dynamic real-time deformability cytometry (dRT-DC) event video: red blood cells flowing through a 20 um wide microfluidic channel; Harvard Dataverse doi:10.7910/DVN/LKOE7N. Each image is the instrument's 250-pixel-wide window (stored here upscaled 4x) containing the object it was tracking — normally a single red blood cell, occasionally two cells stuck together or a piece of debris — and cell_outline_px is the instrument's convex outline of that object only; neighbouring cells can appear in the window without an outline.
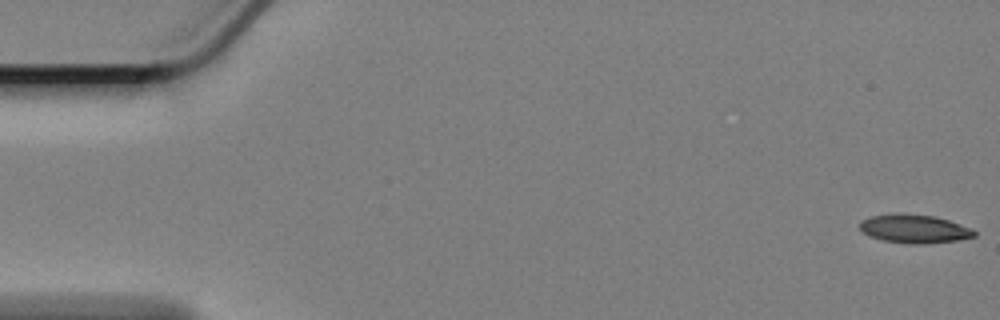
{"species": "Egyptian fruit bat (a non-hibernating species)", "species_latin": "Rousettus aegyptiacus", "temperature_condition": "cold", "stored_images_in_passage": 59, "camera_frame_rate_fps": 3000, "um_per_image_px": 0.085, "animal": {"sex": "female"}, "frame": {"image": 1, "passage_image": 1, "time_ms": 0.0, "image_size_px": [1000, 320], "cell_outline_px": [[976, 236], [960, 240], [924, 244], [912, 244], [884, 240], [868, 236], [860, 228], [860, 220], [872, 216], [900, 212], [936, 216], [972, 228], [976, 232]], "centroid_in_image_um": [77.74, 19.44], "position_along_channel_um": 7.3, "area_um2": 19.25}}
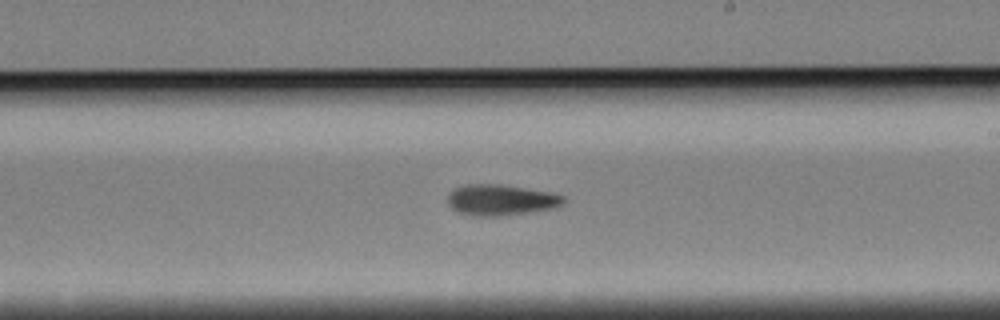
{"frame": {"image": 2, "passage_image": 34, "time_ms": 11.0, "image_size_px": [1000, 320], "cell_outline_px": [[564, 204], [552, 208], [532, 212], [500, 216], [472, 216], [456, 212], [448, 204], [448, 192], [464, 184], [496, 184], [552, 192], [564, 196]], "centroid_in_image_um": [42.55, 17.0], "position_along_channel_um": 246.5, "area_um2": 20.98}}
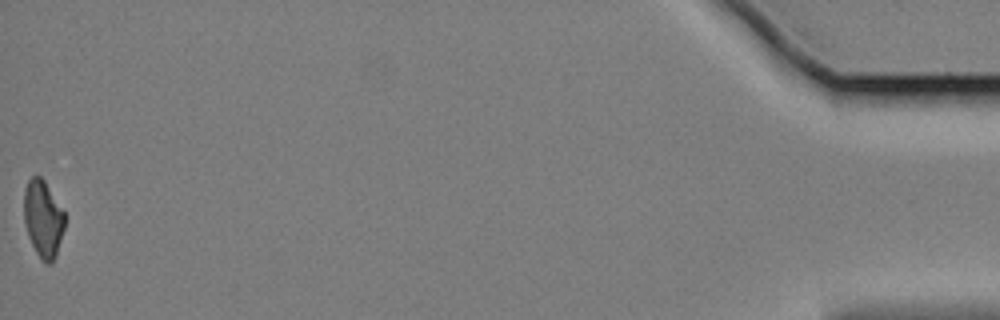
{"frame": {"image": 3, "passage_image": 59, "time_ms": 19.333, "image_size_px": [1000, 320], "cell_outline_px": [[64, 228], [56, 256], [48, 264], [40, 260], [28, 236], [24, 220], [24, 192], [28, 180], [32, 176], [40, 176], [44, 180], [64, 212]], "centroid_in_image_um": [3.65, 18.6], "position_along_channel_um": 431.5, "area_um2": 18.09}, "authors_computed_cell_mechanics": {"area_um2": 19.8254, "velocity_mm_per_s": 3.3892, "shape_relaxation_time_tau1_ms": 4.7439, "shape_relaxation_time_tau2_ms": null, "deformation_change_tau1": 0.1398, "deformation_change_tau2": null}}